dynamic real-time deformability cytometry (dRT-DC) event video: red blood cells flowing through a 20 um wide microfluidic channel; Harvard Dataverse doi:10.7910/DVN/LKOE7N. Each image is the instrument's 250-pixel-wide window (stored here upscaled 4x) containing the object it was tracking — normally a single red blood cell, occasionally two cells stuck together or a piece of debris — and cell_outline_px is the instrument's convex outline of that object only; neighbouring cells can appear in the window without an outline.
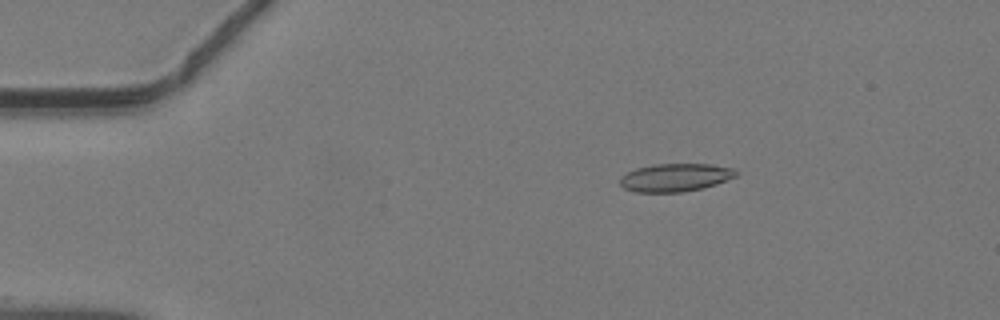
{"species": "common noctule bat (a hibernating species)", "species_latin": "Nyctalus noctula", "temperature_condition": "warm", "stored_images_in_passage": 46, "camera_frame_rate_fps": 3000, "um_per_image_px": 0.085, "animal": {"sex": "male", "body_mass_g": 19.2, "forearm_length_mm": 51.8}, "frame": {"image": 1, "passage_image": 8, "time_ms": 2.333, "image_size_px": [1000, 320], "cell_outline_px": [[736, 176], [716, 184], [704, 188], [680, 192], [636, 192], [624, 188], [620, 184], [620, 176], [636, 168], [652, 164], [712, 164], [732, 168], [736, 172]], "centroid_in_image_um": [57.37, 15.08], "position_along_channel_um": 27.6, "area_um2": 18.9}}
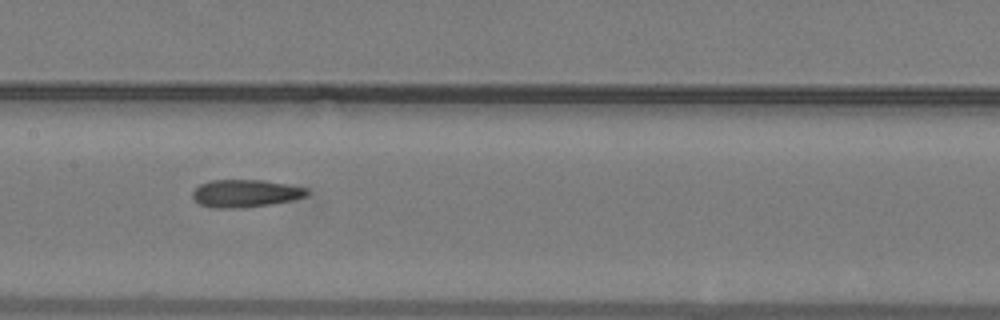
{"frame": {"image": 2, "passage_image": 23, "time_ms": 7.333, "image_size_px": [1000, 320], "cell_outline_px": [[308, 196], [292, 200], [268, 204], [240, 208], [212, 208], [200, 204], [192, 196], [192, 192], [200, 184], [212, 180], [264, 180], [308, 188]], "centroid_in_image_um": [20.86, 16.43], "position_along_channel_um": 186.5, "area_um2": 18.32}}
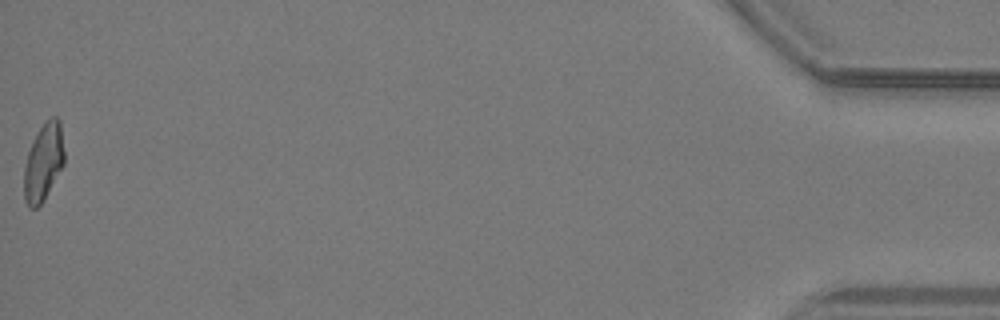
{"frame": {"image": 3, "passage_image": 46, "time_ms": 15.0, "image_size_px": [1000, 320], "cell_outline_px": [[64, 164], [44, 200], [36, 208], [28, 208], [24, 200], [24, 168], [28, 152], [32, 140], [40, 128], [52, 116], [56, 116], [60, 120], [64, 152]], "centroid_in_image_um": [3.69, 13.81], "position_along_channel_um": 431.5, "area_um2": 18.15}}